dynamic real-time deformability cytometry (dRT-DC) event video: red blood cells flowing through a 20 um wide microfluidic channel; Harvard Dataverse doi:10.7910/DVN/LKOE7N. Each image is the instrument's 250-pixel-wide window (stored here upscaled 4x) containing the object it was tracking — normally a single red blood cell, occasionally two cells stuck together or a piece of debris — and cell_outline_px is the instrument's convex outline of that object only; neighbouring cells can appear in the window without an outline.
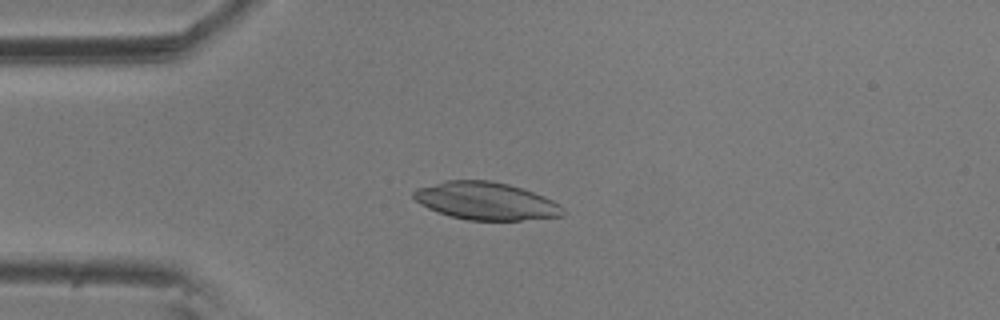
{"species": "common noctule bat (a hibernating species)", "species_latin": "Nyctalus noctula", "temperature_condition": "room temperature", "stored_images_in_passage": 4, "camera_frame_rate_fps": 3000, "um_per_image_px": 0.085, "animal": {"sex": "male", "body_mass_g": 20.5, "forearm_length_mm": 52.5}, "frame": {"image": 1, "passage_image": 2, "time_ms": 0.333, "image_size_px": [1000, 320], "cell_outline_px": [[564, 216], [520, 220], [468, 220], [436, 212], [420, 204], [412, 196], [412, 192], [416, 188], [444, 180], [492, 180], [508, 184], [544, 196], [560, 204], [564, 208]], "centroid_in_image_um": [41.28, 17.08], "position_along_channel_um": 43.7, "area_um2": 32.83}}